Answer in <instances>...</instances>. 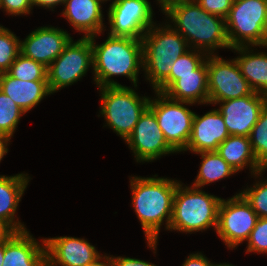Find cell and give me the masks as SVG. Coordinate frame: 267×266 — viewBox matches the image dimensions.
<instances>
[{
	"instance_id": "cell-1",
	"label": "cell",
	"mask_w": 267,
	"mask_h": 266,
	"mask_svg": "<svg viewBox=\"0 0 267 266\" xmlns=\"http://www.w3.org/2000/svg\"><path fill=\"white\" fill-rule=\"evenodd\" d=\"M162 13L191 49L214 55L217 49H230L225 19L206 12L195 0H166Z\"/></svg>"
},
{
	"instance_id": "cell-2",
	"label": "cell",
	"mask_w": 267,
	"mask_h": 266,
	"mask_svg": "<svg viewBox=\"0 0 267 266\" xmlns=\"http://www.w3.org/2000/svg\"><path fill=\"white\" fill-rule=\"evenodd\" d=\"M129 179L134 212L140 221L148 247L156 254L160 228L165 224V230H168L170 225L174 194L179 181L157 175L131 176Z\"/></svg>"
},
{
	"instance_id": "cell-3",
	"label": "cell",
	"mask_w": 267,
	"mask_h": 266,
	"mask_svg": "<svg viewBox=\"0 0 267 266\" xmlns=\"http://www.w3.org/2000/svg\"><path fill=\"white\" fill-rule=\"evenodd\" d=\"M97 35L90 37L93 50L92 75L97 88L124 86L113 76H125L137 87L138 75L143 68L142 40L108 35L105 42L97 44Z\"/></svg>"
},
{
	"instance_id": "cell-4",
	"label": "cell",
	"mask_w": 267,
	"mask_h": 266,
	"mask_svg": "<svg viewBox=\"0 0 267 266\" xmlns=\"http://www.w3.org/2000/svg\"><path fill=\"white\" fill-rule=\"evenodd\" d=\"M157 25L154 23L142 38V71L154 90L170 75L174 61L190 49L169 22Z\"/></svg>"
},
{
	"instance_id": "cell-5",
	"label": "cell",
	"mask_w": 267,
	"mask_h": 266,
	"mask_svg": "<svg viewBox=\"0 0 267 266\" xmlns=\"http://www.w3.org/2000/svg\"><path fill=\"white\" fill-rule=\"evenodd\" d=\"M184 185V186H183ZM222 198L208 194L202 188L178 183L168 230L183 233L203 232L217 227L218 208Z\"/></svg>"
},
{
	"instance_id": "cell-6",
	"label": "cell",
	"mask_w": 267,
	"mask_h": 266,
	"mask_svg": "<svg viewBox=\"0 0 267 266\" xmlns=\"http://www.w3.org/2000/svg\"><path fill=\"white\" fill-rule=\"evenodd\" d=\"M230 48H267V0H234L225 18Z\"/></svg>"
},
{
	"instance_id": "cell-7",
	"label": "cell",
	"mask_w": 267,
	"mask_h": 266,
	"mask_svg": "<svg viewBox=\"0 0 267 266\" xmlns=\"http://www.w3.org/2000/svg\"><path fill=\"white\" fill-rule=\"evenodd\" d=\"M101 94L100 114L108 126L123 140L132 134L140 115L149 105L150 97L139 96L135 88L112 86L98 88Z\"/></svg>"
},
{
	"instance_id": "cell-8",
	"label": "cell",
	"mask_w": 267,
	"mask_h": 266,
	"mask_svg": "<svg viewBox=\"0 0 267 266\" xmlns=\"http://www.w3.org/2000/svg\"><path fill=\"white\" fill-rule=\"evenodd\" d=\"M154 92L157 98H150L148 107L154 112L168 145L176 153L184 152L190 138L195 114L185 105H192V103L175 101L164 93Z\"/></svg>"
},
{
	"instance_id": "cell-9",
	"label": "cell",
	"mask_w": 267,
	"mask_h": 266,
	"mask_svg": "<svg viewBox=\"0 0 267 266\" xmlns=\"http://www.w3.org/2000/svg\"><path fill=\"white\" fill-rule=\"evenodd\" d=\"M70 42L63 52L47 68V81L51 93L72 85L93 67V50L90 37Z\"/></svg>"
},
{
	"instance_id": "cell-10",
	"label": "cell",
	"mask_w": 267,
	"mask_h": 266,
	"mask_svg": "<svg viewBox=\"0 0 267 266\" xmlns=\"http://www.w3.org/2000/svg\"><path fill=\"white\" fill-rule=\"evenodd\" d=\"M258 218L239 192L227 200L221 199L215 231L229 249H234L248 240Z\"/></svg>"
},
{
	"instance_id": "cell-11",
	"label": "cell",
	"mask_w": 267,
	"mask_h": 266,
	"mask_svg": "<svg viewBox=\"0 0 267 266\" xmlns=\"http://www.w3.org/2000/svg\"><path fill=\"white\" fill-rule=\"evenodd\" d=\"M208 104L251 95L254 91L243 77L237 61L225 60L218 54L207 56Z\"/></svg>"
},
{
	"instance_id": "cell-12",
	"label": "cell",
	"mask_w": 267,
	"mask_h": 266,
	"mask_svg": "<svg viewBox=\"0 0 267 266\" xmlns=\"http://www.w3.org/2000/svg\"><path fill=\"white\" fill-rule=\"evenodd\" d=\"M110 32L113 37L143 38L155 23L153 8L149 0H118L110 3L107 12Z\"/></svg>"
},
{
	"instance_id": "cell-13",
	"label": "cell",
	"mask_w": 267,
	"mask_h": 266,
	"mask_svg": "<svg viewBox=\"0 0 267 266\" xmlns=\"http://www.w3.org/2000/svg\"><path fill=\"white\" fill-rule=\"evenodd\" d=\"M136 162H153L163 155L176 153L166 142L154 112L147 107L140 115L132 134L125 141Z\"/></svg>"
},
{
	"instance_id": "cell-14",
	"label": "cell",
	"mask_w": 267,
	"mask_h": 266,
	"mask_svg": "<svg viewBox=\"0 0 267 266\" xmlns=\"http://www.w3.org/2000/svg\"><path fill=\"white\" fill-rule=\"evenodd\" d=\"M229 135L248 137L267 104V95L253 92L240 98L216 102Z\"/></svg>"
},
{
	"instance_id": "cell-15",
	"label": "cell",
	"mask_w": 267,
	"mask_h": 266,
	"mask_svg": "<svg viewBox=\"0 0 267 266\" xmlns=\"http://www.w3.org/2000/svg\"><path fill=\"white\" fill-rule=\"evenodd\" d=\"M71 39L67 31L58 27H38L24 41L20 40V53L48 68Z\"/></svg>"
},
{
	"instance_id": "cell-16",
	"label": "cell",
	"mask_w": 267,
	"mask_h": 266,
	"mask_svg": "<svg viewBox=\"0 0 267 266\" xmlns=\"http://www.w3.org/2000/svg\"><path fill=\"white\" fill-rule=\"evenodd\" d=\"M44 240L47 266H85L100 256L84 238L62 236Z\"/></svg>"
},
{
	"instance_id": "cell-17",
	"label": "cell",
	"mask_w": 267,
	"mask_h": 266,
	"mask_svg": "<svg viewBox=\"0 0 267 266\" xmlns=\"http://www.w3.org/2000/svg\"><path fill=\"white\" fill-rule=\"evenodd\" d=\"M228 136L224 119L217 109L210 110L203 116L195 113L190 138L184 151L189 150L194 154L216 151Z\"/></svg>"
},
{
	"instance_id": "cell-18",
	"label": "cell",
	"mask_w": 267,
	"mask_h": 266,
	"mask_svg": "<svg viewBox=\"0 0 267 266\" xmlns=\"http://www.w3.org/2000/svg\"><path fill=\"white\" fill-rule=\"evenodd\" d=\"M29 232H15L4 242L2 266H47L44 238L40 244Z\"/></svg>"
},
{
	"instance_id": "cell-19",
	"label": "cell",
	"mask_w": 267,
	"mask_h": 266,
	"mask_svg": "<svg viewBox=\"0 0 267 266\" xmlns=\"http://www.w3.org/2000/svg\"><path fill=\"white\" fill-rule=\"evenodd\" d=\"M102 0H66L62 16L83 37L99 35L105 31Z\"/></svg>"
},
{
	"instance_id": "cell-20",
	"label": "cell",
	"mask_w": 267,
	"mask_h": 266,
	"mask_svg": "<svg viewBox=\"0 0 267 266\" xmlns=\"http://www.w3.org/2000/svg\"><path fill=\"white\" fill-rule=\"evenodd\" d=\"M30 179L28 173L0 175V220L7 223L15 232L27 230L15 214Z\"/></svg>"
},
{
	"instance_id": "cell-21",
	"label": "cell",
	"mask_w": 267,
	"mask_h": 266,
	"mask_svg": "<svg viewBox=\"0 0 267 266\" xmlns=\"http://www.w3.org/2000/svg\"><path fill=\"white\" fill-rule=\"evenodd\" d=\"M164 94L175 101L208 105L207 58L196 70H194V74L177 75V80L164 92Z\"/></svg>"
},
{
	"instance_id": "cell-22",
	"label": "cell",
	"mask_w": 267,
	"mask_h": 266,
	"mask_svg": "<svg viewBox=\"0 0 267 266\" xmlns=\"http://www.w3.org/2000/svg\"><path fill=\"white\" fill-rule=\"evenodd\" d=\"M0 90L9 96L25 113L51 95L47 80L23 81L8 73L0 74Z\"/></svg>"
},
{
	"instance_id": "cell-23",
	"label": "cell",
	"mask_w": 267,
	"mask_h": 266,
	"mask_svg": "<svg viewBox=\"0 0 267 266\" xmlns=\"http://www.w3.org/2000/svg\"><path fill=\"white\" fill-rule=\"evenodd\" d=\"M216 151L236 172L242 171L247 166L255 179L263 177L261 174L265 170L256 160L249 137L229 135L219 144Z\"/></svg>"
},
{
	"instance_id": "cell-24",
	"label": "cell",
	"mask_w": 267,
	"mask_h": 266,
	"mask_svg": "<svg viewBox=\"0 0 267 266\" xmlns=\"http://www.w3.org/2000/svg\"><path fill=\"white\" fill-rule=\"evenodd\" d=\"M251 48L252 46H240L231 50L240 54L235 60L252 90L267 95V53H256Z\"/></svg>"
},
{
	"instance_id": "cell-25",
	"label": "cell",
	"mask_w": 267,
	"mask_h": 266,
	"mask_svg": "<svg viewBox=\"0 0 267 266\" xmlns=\"http://www.w3.org/2000/svg\"><path fill=\"white\" fill-rule=\"evenodd\" d=\"M196 154L202 159L197 177L192 184L196 188H202L237 173L217 151H203Z\"/></svg>"
},
{
	"instance_id": "cell-26",
	"label": "cell",
	"mask_w": 267,
	"mask_h": 266,
	"mask_svg": "<svg viewBox=\"0 0 267 266\" xmlns=\"http://www.w3.org/2000/svg\"><path fill=\"white\" fill-rule=\"evenodd\" d=\"M207 56L202 51L190 48L174 61L170 75L154 91L164 93L177 80V75L194 74V70L206 60Z\"/></svg>"
},
{
	"instance_id": "cell-27",
	"label": "cell",
	"mask_w": 267,
	"mask_h": 266,
	"mask_svg": "<svg viewBox=\"0 0 267 266\" xmlns=\"http://www.w3.org/2000/svg\"><path fill=\"white\" fill-rule=\"evenodd\" d=\"M23 81L47 80V67L19 53L7 72Z\"/></svg>"
},
{
	"instance_id": "cell-28",
	"label": "cell",
	"mask_w": 267,
	"mask_h": 266,
	"mask_svg": "<svg viewBox=\"0 0 267 266\" xmlns=\"http://www.w3.org/2000/svg\"><path fill=\"white\" fill-rule=\"evenodd\" d=\"M248 137L258 164L267 170V104Z\"/></svg>"
},
{
	"instance_id": "cell-29",
	"label": "cell",
	"mask_w": 267,
	"mask_h": 266,
	"mask_svg": "<svg viewBox=\"0 0 267 266\" xmlns=\"http://www.w3.org/2000/svg\"><path fill=\"white\" fill-rule=\"evenodd\" d=\"M25 112L0 90V134L12 138Z\"/></svg>"
},
{
	"instance_id": "cell-30",
	"label": "cell",
	"mask_w": 267,
	"mask_h": 266,
	"mask_svg": "<svg viewBox=\"0 0 267 266\" xmlns=\"http://www.w3.org/2000/svg\"><path fill=\"white\" fill-rule=\"evenodd\" d=\"M20 53V39L11 30L0 27V74L7 73Z\"/></svg>"
},
{
	"instance_id": "cell-31",
	"label": "cell",
	"mask_w": 267,
	"mask_h": 266,
	"mask_svg": "<svg viewBox=\"0 0 267 266\" xmlns=\"http://www.w3.org/2000/svg\"><path fill=\"white\" fill-rule=\"evenodd\" d=\"M253 186V187H252ZM247 186V189L241 190L240 193L250 203L252 209L258 217L267 218V179Z\"/></svg>"
},
{
	"instance_id": "cell-32",
	"label": "cell",
	"mask_w": 267,
	"mask_h": 266,
	"mask_svg": "<svg viewBox=\"0 0 267 266\" xmlns=\"http://www.w3.org/2000/svg\"><path fill=\"white\" fill-rule=\"evenodd\" d=\"M267 254V218L259 217L247 240L246 253Z\"/></svg>"
},
{
	"instance_id": "cell-33",
	"label": "cell",
	"mask_w": 267,
	"mask_h": 266,
	"mask_svg": "<svg viewBox=\"0 0 267 266\" xmlns=\"http://www.w3.org/2000/svg\"><path fill=\"white\" fill-rule=\"evenodd\" d=\"M201 8L212 15L226 18L234 0H195Z\"/></svg>"
},
{
	"instance_id": "cell-34",
	"label": "cell",
	"mask_w": 267,
	"mask_h": 266,
	"mask_svg": "<svg viewBox=\"0 0 267 266\" xmlns=\"http://www.w3.org/2000/svg\"><path fill=\"white\" fill-rule=\"evenodd\" d=\"M0 9L12 16L28 15L33 10L31 0H0Z\"/></svg>"
},
{
	"instance_id": "cell-35",
	"label": "cell",
	"mask_w": 267,
	"mask_h": 266,
	"mask_svg": "<svg viewBox=\"0 0 267 266\" xmlns=\"http://www.w3.org/2000/svg\"><path fill=\"white\" fill-rule=\"evenodd\" d=\"M111 262L112 266H157L148 261L123 256H111Z\"/></svg>"
},
{
	"instance_id": "cell-36",
	"label": "cell",
	"mask_w": 267,
	"mask_h": 266,
	"mask_svg": "<svg viewBox=\"0 0 267 266\" xmlns=\"http://www.w3.org/2000/svg\"><path fill=\"white\" fill-rule=\"evenodd\" d=\"M215 264L209 261L205 255L201 252L190 254L186 260H184L182 266H214Z\"/></svg>"
},
{
	"instance_id": "cell-37",
	"label": "cell",
	"mask_w": 267,
	"mask_h": 266,
	"mask_svg": "<svg viewBox=\"0 0 267 266\" xmlns=\"http://www.w3.org/2000/svg\"><path fill=\"white\" fill-rule=\"evenodd\" d=\"M66 0H31L32 7L37 6V7H42L45 9H52L55 8L57 5H64Z\"/></svg>"
},
{
	"instance_id": "cell-38",
	"label": "cell",
	"mask_w": 267,
	"mask_h": 266,
	"mask_svg": "<svg viewBox=\"0 0 267 266\" xmlns=\"http://www.w3.org/2000/svg\"><path fill=\"white\" fill-rule=\"evenodd\" d=\"M14 233L7 223L0 220V244L6 242Z\"/></svg>"
},
{
	"instance_id": "cell-39",
	"label": "cell",
	"mask_w": 267,
	"mask_h": 266,
	"mask_svg": "<svg viewBox=\"0 0 267 266\" xmlns=\"http://www.w3.org/2000/svg\"><path fill=\"white\" fill-rule=\"evenodd\" d=\"M102 260V261H101ZM85 266H112L111 262V255H100L98 258H96L93 262L85 265Z\"/></svg>"
},
{
	"instance_id": "cell-40",
	"label": "cell",
	"mask_w": 267,
	"mask_h": 266,
	"mask_svg": "<svg viewBox=\"0 0 267 266\" xmlns=\"http://www.w3.org/2000/svg\"><path fill=\"white\" fill-rule=\"evenodd\" d=\"M11 138L7 135L0 134V162L3 157L8 153V144Z\"/></svg>"
},
{
	"instance_id": "cell-41",
	"label": "cell",
	"mask_w": 267,
	"mask_h": 266,
	"mask_svg": "<svg viewBox=\"0 0 267 266\" xmlns=\"http://www.w3.org/2000/svg\"><path fill=\"white\" fill-rule=\"evenodd\" d=\"M3 258H4V243H1L0 244V266H2Z\"/></svg>"
},
{
	"instance_id": "cell-42",
	"label": "cell",
	"mask_w": 267,
	"mask_h": 266,
	"mask_svg": "<svg viewBox=\"0 0 267 266\" xmlns=\"http://www.w3.org/2000/svg\"><path fill=\"white\" fill-rule=\"evenodd\" d=\"M214 266H235V265H232V264H229V263H219V264H216Z\"/></svg>"
},
{
	"instance_id": "cell-43",
	"label": "cell",
	"mask_w": 267,
	"mask_h": 266,
	"mask_svg": "<svg viewBox=\"0 0 267 266\" xmlns=\"http://www.w3.org/2000/svg\"><path fill=\"white\" fill-rule=\"evenodd\" d=\"M166 0H157V3L160 4L159 6L161 7V5L165 2Z\"/></svg>"
},
{
	"instance_id": "cell-44",
	"label": "cell",
	"mask_w": 267,
	"mask_h": 266,
	"mask_svg": "<svg viewBox=\"0 0 267 266\" xmlns=\"http://www.w3.org/2000/svg\"><path fill=\"white\" fill-rule=\"evenodd\" d=\"M106 1H108V0H102L103 4H104ZM109 1H111V0H109ZM116 1H118V0H112V3L116 2Z\"/></svg>"
}]
</instances>
